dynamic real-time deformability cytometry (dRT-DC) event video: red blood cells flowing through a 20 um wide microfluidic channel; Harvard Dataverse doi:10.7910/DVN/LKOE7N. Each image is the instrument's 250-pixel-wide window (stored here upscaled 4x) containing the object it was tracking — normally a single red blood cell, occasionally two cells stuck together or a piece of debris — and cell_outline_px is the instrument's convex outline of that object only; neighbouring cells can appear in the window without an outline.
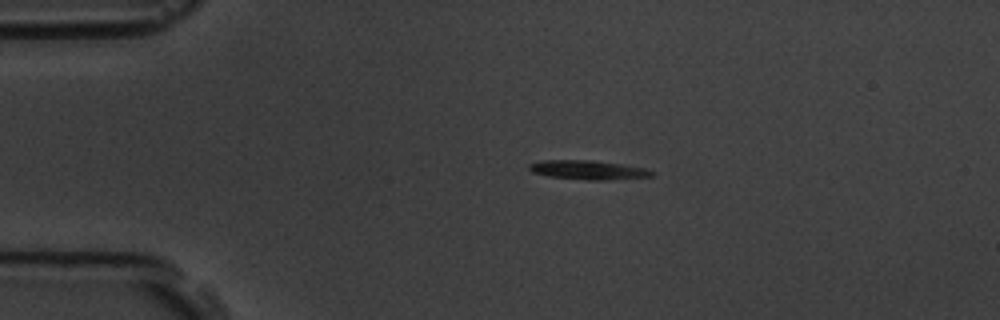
{"species": "common noctule bat (a hibernating species)", "species_latin": "Nyctalus noctula", "temperature_condition": "room temperature", "stored_images_in_passage": 6, "camera_frame_rate_fps": 3000, "um_per_image_px": 0.085, "animal": {"sex": "male", "body_mass_g": 19.5, "forearm_length_mm": 54.6}, "frame": {"image": 1, "passage_image": 3, "time_ms": 2.333, "image_size_px": [1000, 320], "cell_outline_px": [[656, 172], [652, 176], [604, 180], [588, 180], [548, 176], [532, 172], [528, 168], [528, 164], [540, 160], [592, 160], [620, 164], [644, 168]], "centroid_in_image_um": [49.95, 14.44], "position_along_channel_um": 35.1, "area_um2": 13.58}}
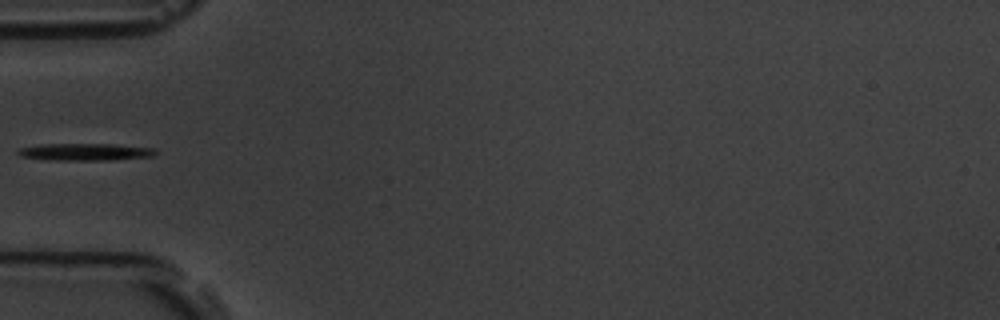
{"frame": {"image": 2, "passage_image": 5, "time_ms": 4.667, "image_size_px": [1000, 320], "cell_outline_px": [[156, 156], [112, 160], [52, 160], [20, 156], [16, 152], [20, 148], [40, 144], [112, 144], [156, 148]], "centroid_in_image_um": [7.29, 12.91], "position_along_channel_um": 77.7, "area_um2": 13.81}}
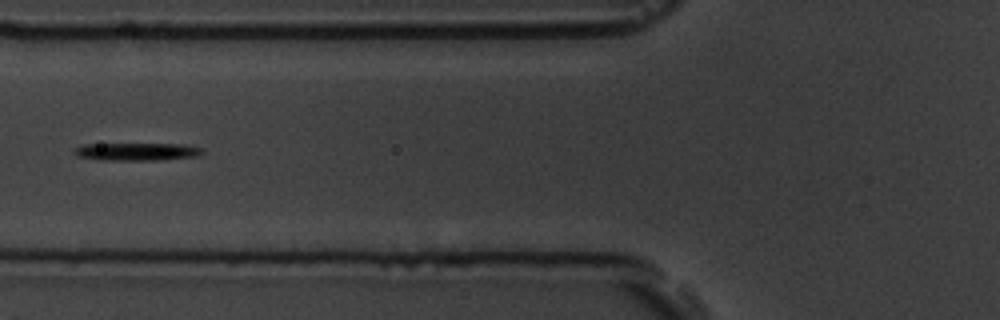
{"frame": {"image": 3, "passage_image": 6, "time_ms": 5.667, "image_size_px": [1000, 320], "cell_outline_px": [[204, 152], [196, 156], [156, 160], [104, 160], [80, 156], [72, 152], [76, 148], [84, 144], [184, 144], [204, 148]], "centroid_in_image_um": [11.68, 12.88], "position_along_channel_um": 114.1, "area_um2": 13.06}}